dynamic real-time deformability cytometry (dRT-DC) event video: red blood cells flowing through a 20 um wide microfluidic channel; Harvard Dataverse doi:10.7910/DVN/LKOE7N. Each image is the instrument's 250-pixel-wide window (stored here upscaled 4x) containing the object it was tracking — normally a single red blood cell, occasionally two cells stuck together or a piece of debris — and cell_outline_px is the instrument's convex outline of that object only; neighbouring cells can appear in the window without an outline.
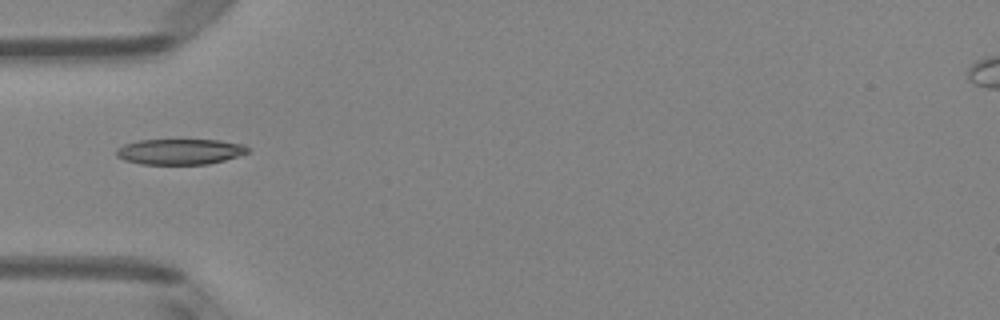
{"species": "Egyptian fruit bat (a non-hibernating species)", "species_latin": "Rousettus aegyptiacus", "temperature_condition": "room temperature", "stored_images_in_passage": 35, "camera_frame_rate_fps": 3000, "um_per_image_px": 0.085, "animal": {"sex": "female"}, "frame": {"image": 1, "passage_image": 1, "time_ms": 0.0, "image_size_px": [1000, 320], "cell_outline_px": [[248, 152], [224, 160], [208, 164], [140, 164], [124, 160], [116, 156], [116, 148], [124, 144], [140, 140], [220, 140], [244, 144], [248, 148]], "centroid_in_image_um": [15.26, 12.89], "position_along_channel_um": 69.7, "area_um2": 19.59}}
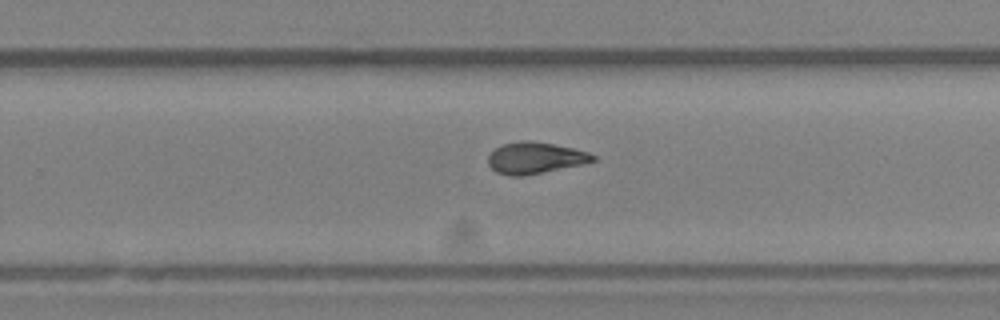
{"frame": {"image": 2, "passage_image": 17, "time_ms": 5.333, "image_size_px": [1000, 320], "cell_outline_px": [[596, 160], [580, 164], [524, 176], [508, 176], [496, 172], [488, 164], [488, 156], [500, 144], [520, 140], [528, 140], [552, 144], [572, 148], [588, 152], [596, 156]], "centroid_in_image_um": [45.43, 13.42], "position_along_channel_um": 284.4, "area_um2": 19.07}}
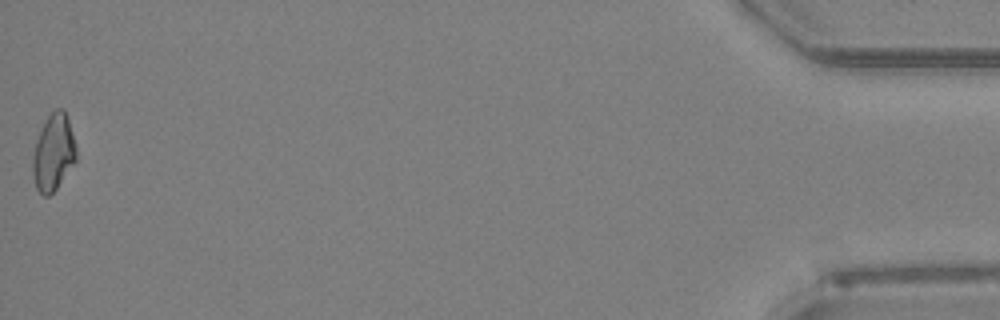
{"frame": {"image": 3, "passage_image": 35, "time_ms": 11.333, "image_size_px": [1000, 320], "cell_outline_px": [[76, 160], [56, 188], [48, 196], [44, 196], [36, 188], [32, 172], [32, 156], [36, 140], [48, 116], [56, 108], [64, 108], [76, 144]], "centroid_in_image_um": [4.53, 12.96], "position_along_channel_um": 430.7, "area_um2": 19.19}, "authors_computed_cell_mechanics": {"area_um2": 19.1318, "velocity_mm_per_s": 4.0341, "shape_relaxation_time_tau1_ms": 4.0399, "shape_relaxation_time_tau2_ms": 2.4604, "deformation_change_tau1": 0.1537, "deformation_change_tau2": 0.0922}}